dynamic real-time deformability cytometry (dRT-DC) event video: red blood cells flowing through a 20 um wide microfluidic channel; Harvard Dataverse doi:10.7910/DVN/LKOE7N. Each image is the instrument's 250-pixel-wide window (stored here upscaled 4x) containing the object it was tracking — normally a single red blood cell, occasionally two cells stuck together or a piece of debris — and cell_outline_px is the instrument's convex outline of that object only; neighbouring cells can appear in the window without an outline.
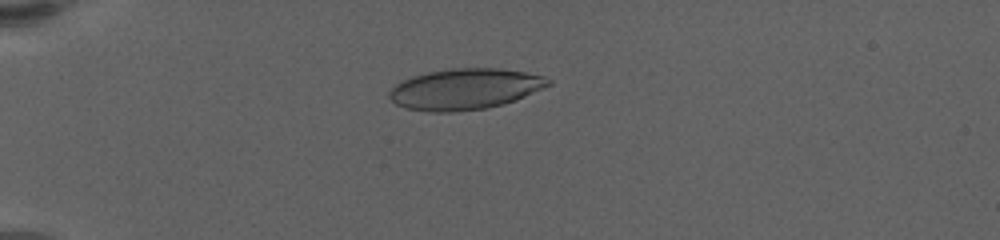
{"species": "human", "species_latin": "Homo sapiens", "temperature_condition": "warm", "stored_images_in_passage": 61, "camera_frame_rate_fps": 3000, "um_per_image_px": 0.085, "donor": {"sex": "female"}, "frame": {"image": 1, "passage_image": 18, "time_ms": 5.667, "image_size_px": [1000, 240], "cell_outline_px": [[552, 84], [516, 100], [504, 104], [488, 108], [452, 112], [432, 112], [404, 108], [396, 104], [388, 96], [388, 92], [396, 84], [412, 76], [428, 72], [452, 68], [496, 68], [524, 72], [544, 76], [552, 80]], "centroid_in_image_um": [39.53, 7.57], "position_along_channel_um": 45.5, "area_um2": 37.97}}
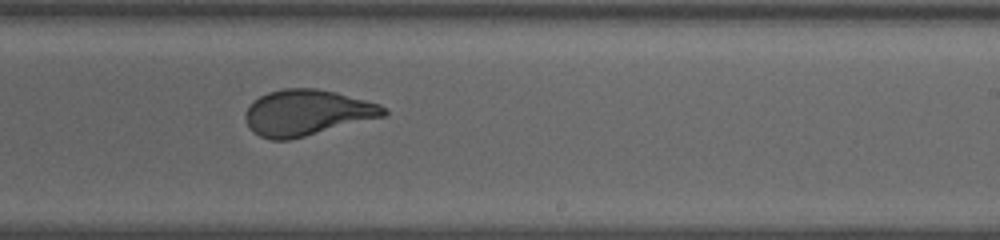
{"frame": {"image": 2, "passage_image": 40, "time_ms": 13.0, "image_size_px": [1000, 240], "cell_outline_px": [[388, 112], [384, 116], [288, 140], [268, 140], [252, 132], [248, 128], [244, 120], [244, 116], [248, 108], [260, 96], [268, 92], [284, 88], [316, 88], [336, 92], [380, 104], [388, 108]], "centroid_in_image_um": [26.07, 9.58], "position_along_channel_um": 262.9, "area_um2": 36.82}}
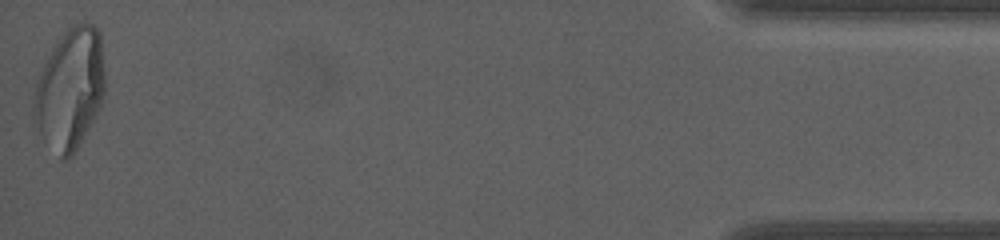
{"frame": {"image": 3, "passage_image": 61, "time_ms": 20.0, "image_size_px": [1000, 240], "cell_outline_px": [[104, 96], [100, 108], [72, 156], [68, 160], [60, 160], [40, 132], [32, 112], [32, 104], [36, 80], [44, 64], [56, 44], [68, 28], [72, 24], [84, 20], [92, 24], [100, 32], [104, 72]], "centroid_in_image_um": [5.96, 7.56], "position_along_channel_um": 429.2, "area_um2": 49.94}}